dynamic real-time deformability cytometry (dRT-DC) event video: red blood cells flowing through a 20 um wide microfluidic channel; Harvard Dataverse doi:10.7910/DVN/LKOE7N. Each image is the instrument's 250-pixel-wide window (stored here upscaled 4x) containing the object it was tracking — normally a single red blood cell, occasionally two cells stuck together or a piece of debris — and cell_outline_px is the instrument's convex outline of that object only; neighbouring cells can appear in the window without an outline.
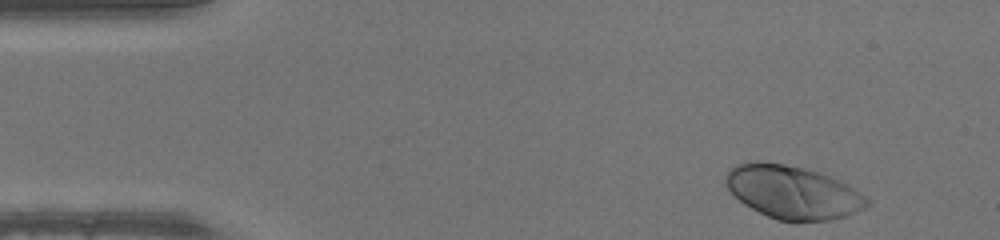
{"species": "human", "species_latin": "Homo sapiens", "temperature_condition": "warm", "stored_images_in_passage": 45, "camera_frame_rate_fps": 3000, "um_per_image_px": 0.085, "donor": {"sex": "male"}, "frame": {"image": 1, "passage_image": 1, "time_ms": 0.0, "image_size_px": [1000, 240], "cell_outline_px": [[868, 204], [864, 208], [848, 216], [832, 220], [776, 220], [744, 204], [724, 184], [724, 176], [736, 164], [784, 164], [804, 168], [828, 176], [848, 184], [864, 196], [868, 200]], "centroid_in_image_um": [67.41, 16.36], "position_along_channel_um": 17.6, "area_um2": 42.6}}
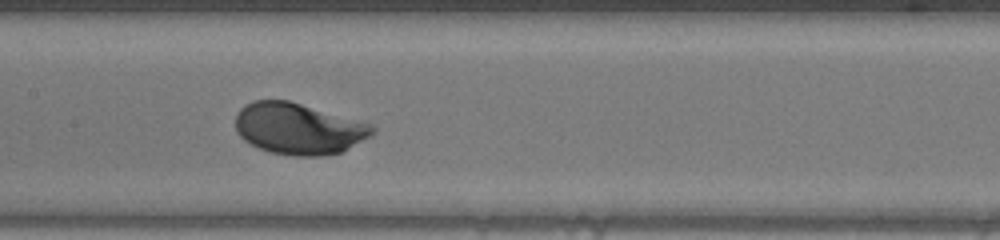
{"frame": {"image": 2, "passage_image": 20, "time_ms": 6.333, "image_size_px": [1000, 240], "cell_outline_px": [[376, 128], [368, 136], [340, 152], [324, 156], [296, 156], [272, 152], [260, 148], [244, 140], [236, 132], [236, 112], [244, 104], [256, 100], [288, 100], [372, 124]], "centroid_in_image_um": [25.32, 10.92], "position_along_channel_um": 182.1, "area_um2": 40.52}}
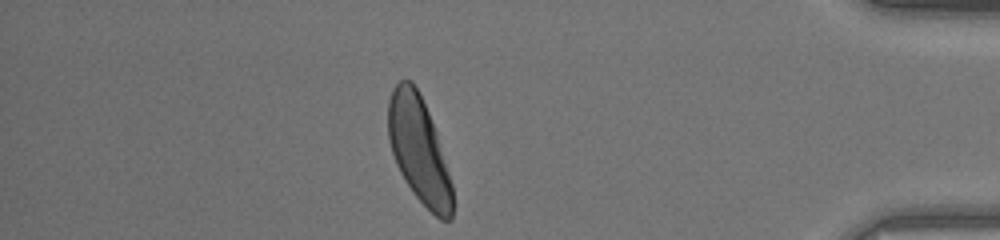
{"frame": {"image": 3, "passage_image": 39, "time_ms": 12.667, "image_size_px": [1000, 240], "cell_outline_px": [[452, 220], [440, 220], [412, 192], [400, 172], [396, 164], [388, 140], [388, 100], [392, 88], [400, 80], [412, 80], [428, 112], [436, 132], [452, 184]], "centroid_in_image_um": [35.59, 12.73], "position_along_channel_um": 399.6, "area_um2": 39.25}}